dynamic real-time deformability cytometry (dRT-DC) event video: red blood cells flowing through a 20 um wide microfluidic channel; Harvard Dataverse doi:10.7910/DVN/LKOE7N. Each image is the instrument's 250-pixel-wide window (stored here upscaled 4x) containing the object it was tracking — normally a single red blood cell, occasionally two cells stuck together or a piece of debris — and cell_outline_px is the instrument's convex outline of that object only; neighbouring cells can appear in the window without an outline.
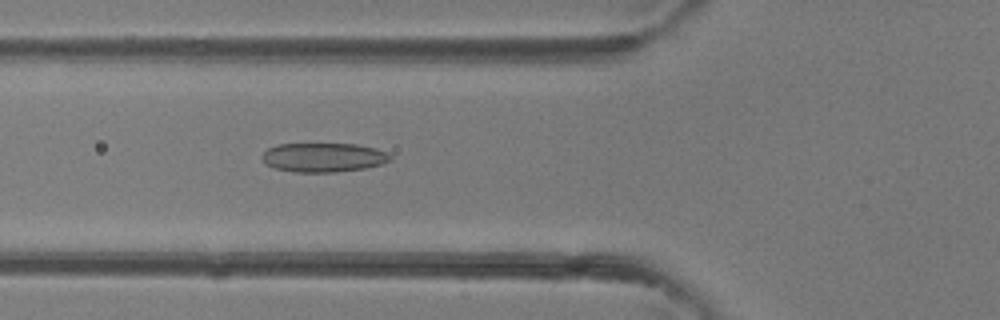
{"species": "common noctule bat (a hibernating species)", "species_latin": "Nyctalus noctula", "temperature_condition": "room temperature", "stored_images_in_passage": 32, "camera_frame_rate_fps": 3000, "um_per_image_px": 0.085, "animal": {"sex": "female"}, "frame": {"image": 1, "passage_image": 7, "time_ms": 2.0, "image_size_px": [1000, 320], "cell_outline_px": [[392, 160], [380, 164], [364, 168], [336, 172], [292, 172], [276, 168], [268, 164], [260, 156], [268, 148], [276, 144], [356, 144], [376, 148], [388, 152], [392, 156]], "centroid_in_image_um": [27.52, 13.37], "position_along_channel_um": 98.3, "area_um2": 21.79}}
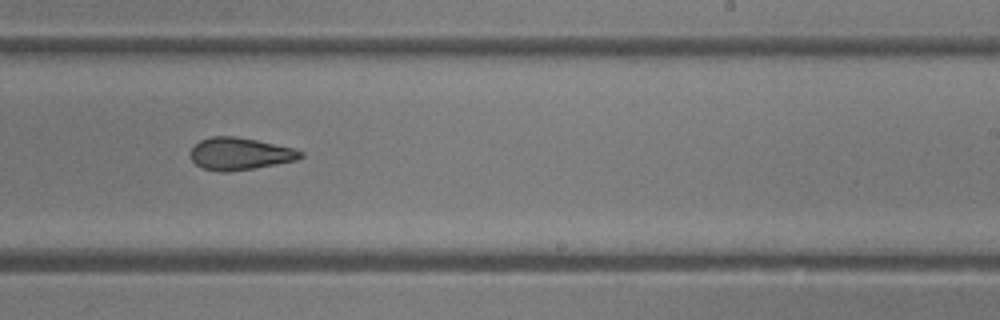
{"frame": {"image": 2, "passage_image": 17, "time_ms": 5.333, "image_size_px": [1000, 320], "cell_outline_px": [[304, 156], [296, 160], [256, 168], [228, 172], [220, 172], [200, 168], [192, 160], [192, 148], [200, 140], [212, 136], [236, 136], [256, 140], [292, 148], [304, 152]], "centroid_in_image_um": [20.39, 13.08], "position_along_channel_um": 268.6, "area_um2": 20.63}}
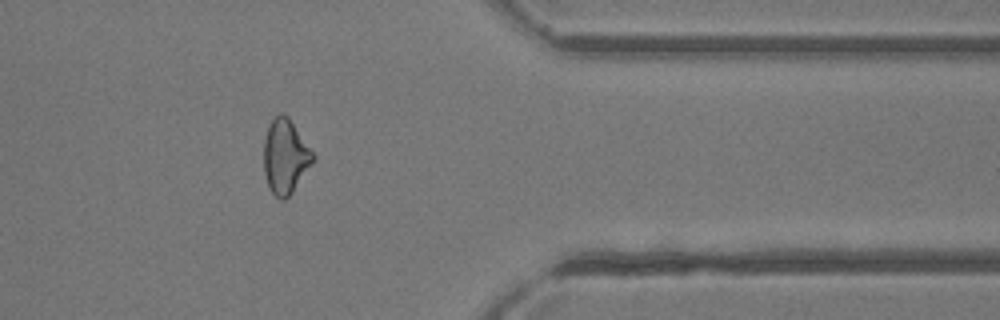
{"frame": {"image": 3, "passage_image": 25, "time_ms": 8.0, "image_size_px": [1000, 320], "cell_outline_px": [[316, 160], [292, 192], [284, 200], [280, 200], [272, 192], [268, 184], [264, 172], [264, 140], [268, 124], [280, 112], [288, 116], [316, 156]], "centroid_in_image_um": [24.27, 13.29], "position_along_channel_um": 387.1, "area_um2": 21.39}}